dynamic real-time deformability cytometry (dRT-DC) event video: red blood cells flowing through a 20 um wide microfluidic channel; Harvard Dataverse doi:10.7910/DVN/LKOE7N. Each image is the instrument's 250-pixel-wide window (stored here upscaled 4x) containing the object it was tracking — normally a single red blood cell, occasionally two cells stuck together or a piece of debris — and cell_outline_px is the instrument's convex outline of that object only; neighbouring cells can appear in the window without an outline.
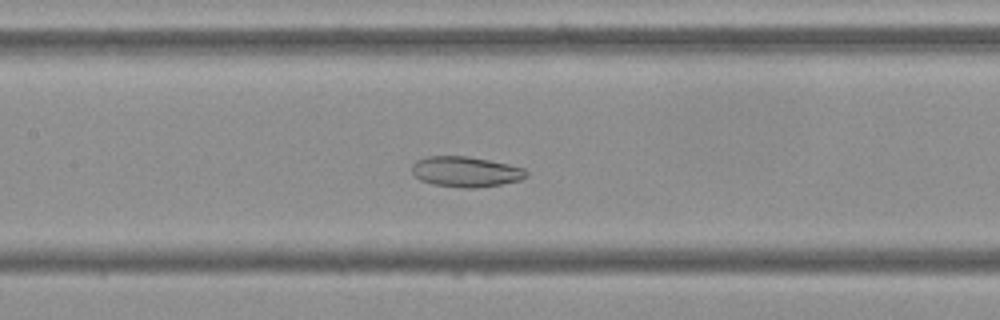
{"species": "Egyptian fruit bat (a non-hibernating species)", "species_latin": "Rousettus aegyptiacus", "temperature_condition": "cold", "stored_images_in_passage": 55, "camera_frame_rate_fps": 3000, "um_per_image_px": 0.085, "frame": {"image": 1, "passage_image": 26, "time_ms": 8.333, "image_size_px": [1000, 320], "cell_outline_px": [[528, 176], [520, 180], [500, 184], [472, 188], [464, 188], [432, 184], [420, 180], [412, 172], [412, 164], [416, 160], [428, 156], [468, 156], [508, 164], [524, 168], [528, 172]], "centroid_in_image_um": [39.58, 14.59], "position_along_channel_um": 167.8, "area_um2": 20.23}}
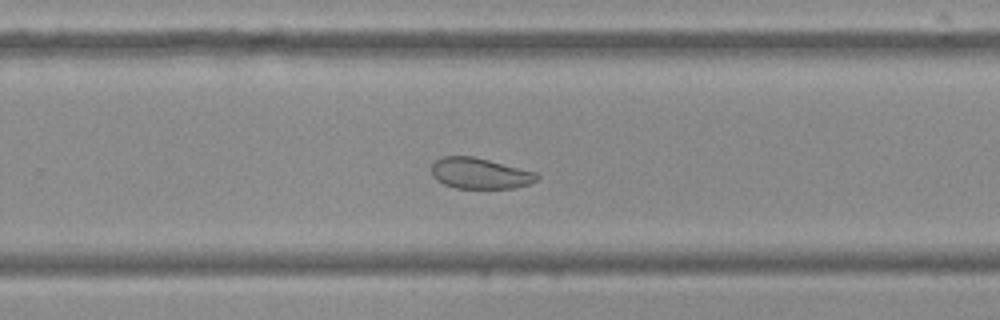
{"frame": {"image": 2, "passage_image": 36, "time_ms": 11.667, "image_size_px": [1000, 320], "cell_outline_px": [[540, 176], [536, 180], [528, 184], [512, 188], [456, 188], [444, 184], [436, 180], [432, 176], [432, 164], [440, 156], [472, 156], [536, 172]], "centroid_in_image_um": [40.75, 14.73], "position_along_channel_um": 289.0, "area_um2": 18.84}}
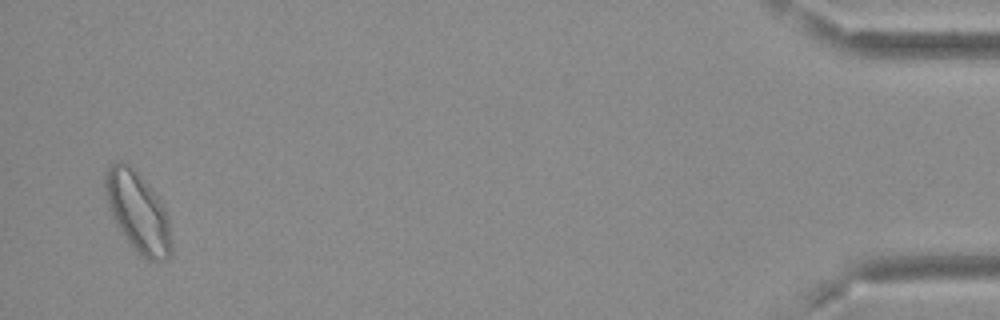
{"frame": {"image": 3, "passage_image": 54, "time_ms": 17.667, "image_size_px": [1000, 320], "cell_outline_px": [[172, 256], [168, 260], [148, 260], [140, 256], [128, 240], [112, 216], [104, 192], [104, 176], [108, 168], [112, 164], [120, 160], [128, 160], [136, 168], [160, 196], [168, 212], [172, 240]], "centroid_in_image_um": [11.77, 17.95], "position_along_channel_um": 423.4, "area_um2": 31.85}, "authors_computed_cell_mechanics": {"area_um2": 25.0274, "velocity_mm_per_s": 3.6423, "shape_relaxation_time_tau1_ms": null, "shape_relaxation_time_tau2_ms": 3.753, "deformation_change_tau1": null, "deformation_change_tau2": 0.0856}}